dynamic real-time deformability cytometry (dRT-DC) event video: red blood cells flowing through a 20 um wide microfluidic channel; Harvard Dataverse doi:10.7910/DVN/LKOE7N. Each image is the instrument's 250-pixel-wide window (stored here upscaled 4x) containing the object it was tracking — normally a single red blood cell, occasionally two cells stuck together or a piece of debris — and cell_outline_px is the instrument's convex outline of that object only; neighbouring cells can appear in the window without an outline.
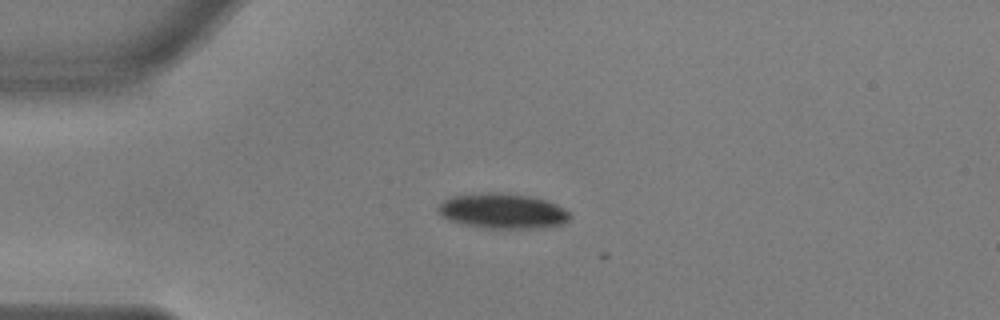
{"species": "common noctule bat (a hibernating species)", "species_latin": "Nyctalus noctula", "temperature_condition": "warm", "stored_images_in_passage": 4, "camera_frame_rate_fps": 3000, "um_per_image_px": 0.085, "animal": {"sex": "male", "body_mass_g": 17.9, "forearm_length_mm": 54.2}, "frame": {"image": 1, "passage_image": 2, "time_ms": 0.333, "image_size_px": [1000, 320], "cell_outline_px": [[572, 216], [568, 220], [560, 224], [536, 228], [484, 228], [464, 224], [448, 220], [436, 208], [444, 200], [452, 196], [488, 192], [492, 192], [528, 196], [544, 200], [556, 204], [564, 208]], "centroid_in_image_um": [42.71, 17.94], "position_along_channel_um": 42.3, "area_um2": 26.59}}